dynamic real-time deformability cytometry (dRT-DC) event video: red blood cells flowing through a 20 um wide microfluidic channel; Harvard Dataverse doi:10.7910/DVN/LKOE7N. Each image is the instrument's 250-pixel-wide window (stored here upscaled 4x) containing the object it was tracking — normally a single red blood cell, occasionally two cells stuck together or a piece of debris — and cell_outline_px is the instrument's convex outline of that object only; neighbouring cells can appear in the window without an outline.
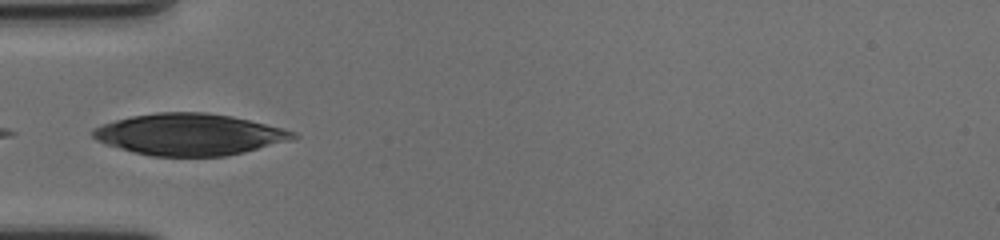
{"species": "human", "species_latin": "Homo sapiens", "temperature_condition": "cold", "stored_images_in_passage": 40, "camera_frame_rate_fps": 3000, "um_per_image_px": 0.085, "donor": {"sex": "female"}, "frame": {"image": 1, "passage_image": 1, "time_ms": 0.0, "image_size_px": [1000, 240], "cell_outline_px": [[300, 136], [292, 140], [228, 156], [152, 156], [132, 152], [104, 144], [96, 140], [92, 136], [92, 128], [116, 120], [132, 116], [156, 112], [204, 112], [232, 116], [296, 132]], "centroid_in_image_um": [16.08, 11.43], "position_along_channel_um": 68.9, "area_um2": 48.44}}
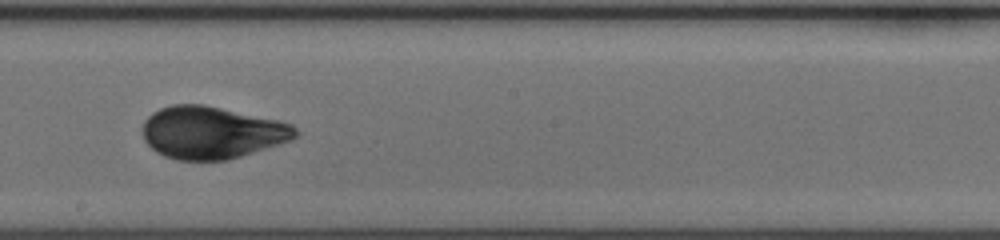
{"frame": {"image": 2, "passage_image": 15, "time_ms": 4.667, "image_size_px": [1000, 240], "cell_outline_px": [[300, 132], [292, 140], [228, 160], [176, 160], [164, 156], [156, 152], [144, 140], [144, 120], [152, 112], [160, 108], [172, 104], [204, 104], [280, 120], [292, 124]], "centroid_in_image_um": [18.02, 11.26], "position_along_channel_um": 230.2, "area_um2": 46.82}}
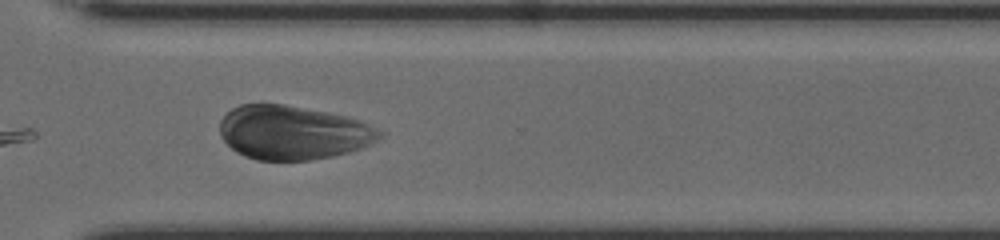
{"frame": {"image": 3, "passage_image": 25, "time_ms": 8.0, "image_size_px": [1000, 240], "cell_outline_px": [[384, 136], [360, 148], [348, 152], [332, 156], [308, 160], [256, 160], [244, 156], [236, 152], [220, 136], [220, 120], [232, 108], [240, 104], [284, 104], [328, 112], [348, 116], [360, 120], [384, 132]], "centroid_in_image_um": [24.89, 11.26], "position_along_channel_um": 345.7, "area_um2": 50.23}, "authors_computed_cell_mechanics": {"area_um2": 48.2341, "velocity_mm_per_s": 3.463, "shape_relaxation_time_tau1_ms": 2.8702, "shape_relaxation_time_tau2_ms": 1.072, "deformation_change_tau1": 0.1556, "deformation_change_tau2": 0.0398}}